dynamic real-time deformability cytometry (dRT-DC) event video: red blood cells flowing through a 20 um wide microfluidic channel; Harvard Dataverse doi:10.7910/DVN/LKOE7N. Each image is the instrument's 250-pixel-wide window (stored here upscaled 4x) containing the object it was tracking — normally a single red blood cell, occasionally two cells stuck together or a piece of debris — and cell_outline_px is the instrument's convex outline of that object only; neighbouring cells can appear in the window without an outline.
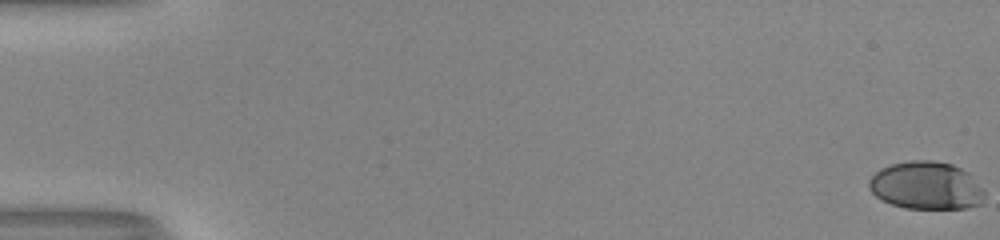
{"species": "human", "species_latin": "Homo sapiens", "temperature_condition": "room temperature", "stored_images_in_passage": 9, "camera_frame_rate_fps": 3000, "um_per_image_px": 0.085, "donor": {"sex": "male"}, "frame": {"image": 1, "passage_image": 1, "time_ms": 0.0, "image_size_px": [1000, 240], "cell_outline_px": [[984, 204], [968, 208], [904, 208], [892, 204], [876, 196], [868, 188], [868, 180], [880, 168], [892, 164], [912, 160], [932, 160], [952, 164], [968, 172], [984, 192]], "centroid_in_image_um": [78.73, 15.78], "position_along_channel_um": 6.3, "area_um2": 32.19}}